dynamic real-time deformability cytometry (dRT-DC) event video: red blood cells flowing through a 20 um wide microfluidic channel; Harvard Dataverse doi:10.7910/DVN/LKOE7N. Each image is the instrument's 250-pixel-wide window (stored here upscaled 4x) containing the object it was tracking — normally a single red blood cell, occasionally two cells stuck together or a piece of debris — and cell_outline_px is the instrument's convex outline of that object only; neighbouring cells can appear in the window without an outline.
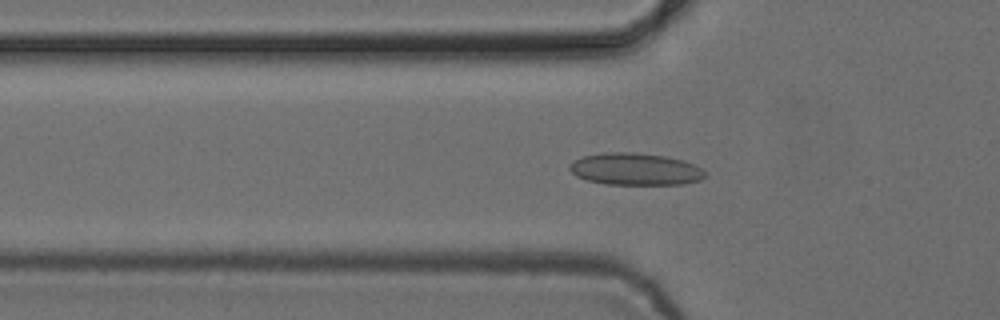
{"species": "common noctule bat (a hibernating species)", "species_latin": "Nyctalus noctula", "temperature_condition": "cold", "stored_images_in_passage": 46, "camera_frame_rate_fps": 3000, "um_per_image_px": 0.085, "animal": {"sex": "female", "body_mass_g": 24.6, "forearm_length_mm": 56.2}, "frame": {"image": 1, "passage_image": 17, "time_ms": 5.333, "image_size_px": [1000, 320], "cell_outline_px": [[704, 176], [700, 180], [684, 184], [608, 184], [588, 180], [576, 176], [568, 168], [568, 164], [584, 156], [604, 152], [636, 152], [664, 156], [684, 160], [700, 168], [704, 172]], "centroid_in_image_um": [53.98, 14.37], "position_along_channel_um": 71.8, "area_um2": 25.14}}
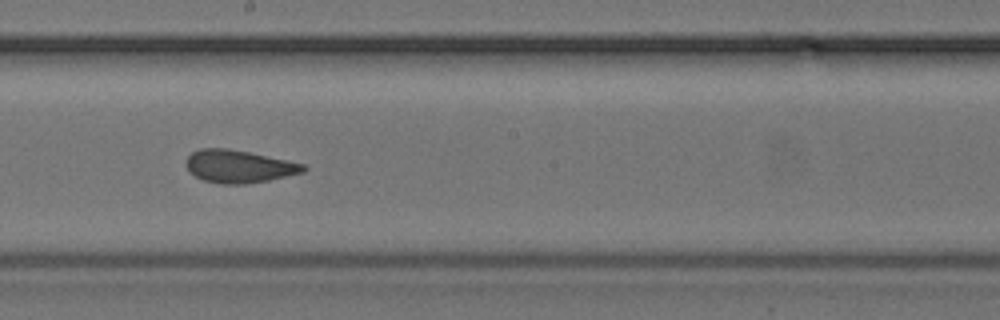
{"frame": {"image": 2, "passage_image": 29, "time_ms": 9.333, "image_size_px": [1000, 320], "cell_outline_px": [[308, 168], [304, 172], [268, 180], [244, 184], [220, 184], [204, 180], [188, 172], [188, 156], [192, 152], [200, 148], [228, 148], [288, 160], [304, 164]], "centroid_in_image_um": [20.32, 14.14], "position_along_channel_um": 227.9, "area_um2": 22.2}}
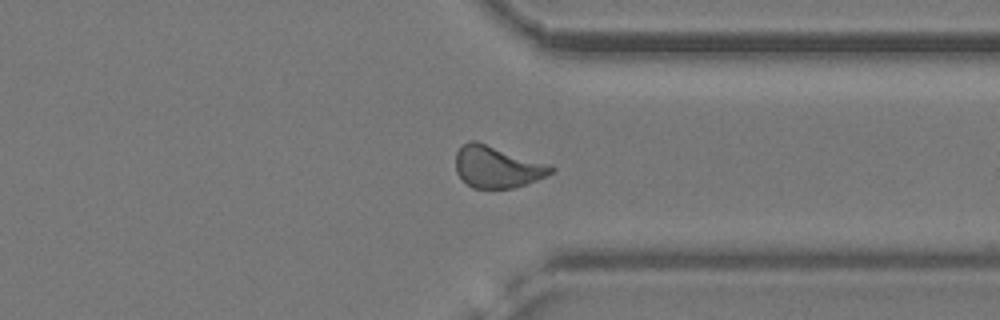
{"frame": {"image": 3, "passage_image": 40, "time_ms": 13.0, "image_size_px": [1000, 320], "cell_outline_px": [[556, 168], [552, 172], [536, 180], [512, 188], [472, 188], [456, 172], [456, 152], [468, 140], [476, 140]], "centroid_in_image_um": [42.19, 14.18], "position_along_channel_um": 369.2, "area_um2": 22.54}}